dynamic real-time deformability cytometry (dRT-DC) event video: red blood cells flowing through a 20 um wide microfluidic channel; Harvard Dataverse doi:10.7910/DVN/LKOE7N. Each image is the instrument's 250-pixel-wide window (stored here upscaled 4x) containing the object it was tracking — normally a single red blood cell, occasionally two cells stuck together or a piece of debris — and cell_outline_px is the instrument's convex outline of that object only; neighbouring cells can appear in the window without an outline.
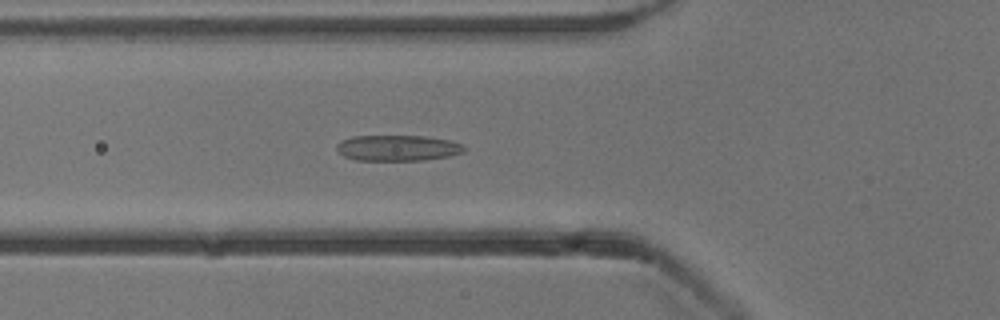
{"species": "common noctule bat (a hibernating species)", "species_latin": "Nyctalus noctula", "temperature_condition": "cold", "stored_images_in_passage": 52, "camera_frame_rate_fps": 3000, "um_per_image_px": 0.085, "animal": {"sex": "male", "body_mass_g": 13.3}, "frame": {"image": 1, "passage_image": 18, "time_ms": 5.667, "image_size_px": [1000, 320], "cell_outline_px": [[464, 152], [448, 156], [424, 160], [356, 160], [344, 156], [336, 148], [336, 144], [340, 140], [352, 136], [424, 136], [448, 140], [460, 144], [464, 148]], "centroid_in_image_um": [33.75, 12.57], "position_along_channel_um": 92.1, "area_um2": 19.02}}
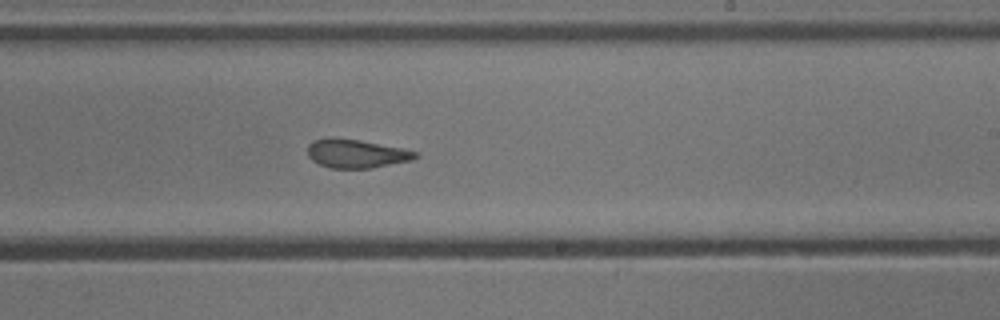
{"frame": {"image": 2, "passage_image": 31, "time_ms": 10.0, "image_size_px": [1000, 320], "cell_outline_px": [[420, 156], [412, 160], [372, 168], [332, 168], [320, 164], [312, 160], [308, 156], [308, 144], [312, 140], [332, 136], [404, 148], [416, 152]], "centroid_in_image_um": [30.27, 13.04], "position_along_channel_um": 258.7, "area_um2": 18.03}}
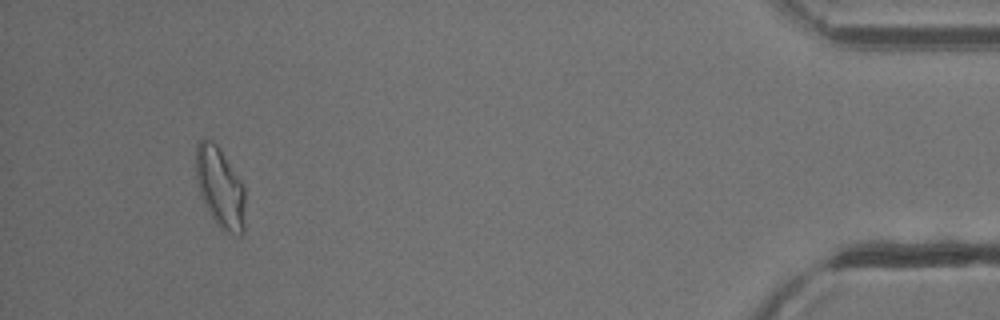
{"frame": {"image": 3, "passage_image": 49, "time_ms": 16.0, "image_size_px": [1000, 320], "cell_outline_px": [[244, 232], [240, 236], [236, 236], [228, 232], [216, 224], [200, 192], [196, 176], [196, 144], [204, 136], [212, 140], [216, 144], [244, 184]], "centroid_in_image_um": [18.72, 15.91], "position_along_channel_um": 416.5, "area_um2": 22.89}, "authors_computed_cell_mechanics": {"area_um2": 19.7676, "velocity_mm_per_s": 3.8447, "shape_relaxation_time_tau1_ms": 6.8726, "shape_relaxation_time_tau2_ms": 1.6744, "deformation_change_tau1": 0.1831, "deformation_change_tau2": 0.0973}}